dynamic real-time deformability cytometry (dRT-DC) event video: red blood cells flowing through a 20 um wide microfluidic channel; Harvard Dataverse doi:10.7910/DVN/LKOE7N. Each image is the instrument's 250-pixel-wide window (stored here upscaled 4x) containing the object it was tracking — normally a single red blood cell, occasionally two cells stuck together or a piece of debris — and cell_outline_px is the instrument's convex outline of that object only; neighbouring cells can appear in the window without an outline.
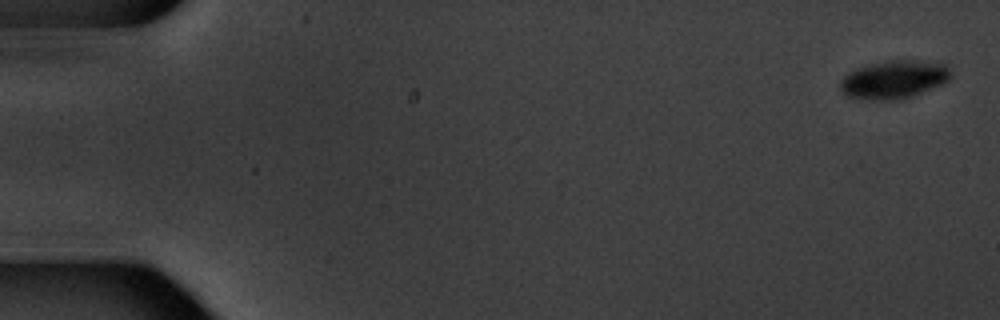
{"species": "common noctule bat (a hibernating species)", "species_latin": "Nyctalus noctula", "temperature_condition": "warm", "stored_images_in_passage": 9, "camera_frame_rate_fps": 3000, "um_per_image_px": 0.085, "animal": {"sex": "male", "body_mass_g": 20.1, "forearm_length_mm": 53.5}, "frame": {"image": 1, "passage_image": 1, "time_ms": 0.0, "image_size_px": [1000, 320], "cell_outline_px": [[952, 76], [944, 84], [904, 100], [872, 100], [848, 96], [840, 88], [840, 80], [848, 72], [872, 64], [892, 60], [916, 60], [944, 64], [948, 68]], "centroid_in_image_um": [76.02, 6.78], "position_along_channel_um": 9.0, "area_um2": 24.57}}